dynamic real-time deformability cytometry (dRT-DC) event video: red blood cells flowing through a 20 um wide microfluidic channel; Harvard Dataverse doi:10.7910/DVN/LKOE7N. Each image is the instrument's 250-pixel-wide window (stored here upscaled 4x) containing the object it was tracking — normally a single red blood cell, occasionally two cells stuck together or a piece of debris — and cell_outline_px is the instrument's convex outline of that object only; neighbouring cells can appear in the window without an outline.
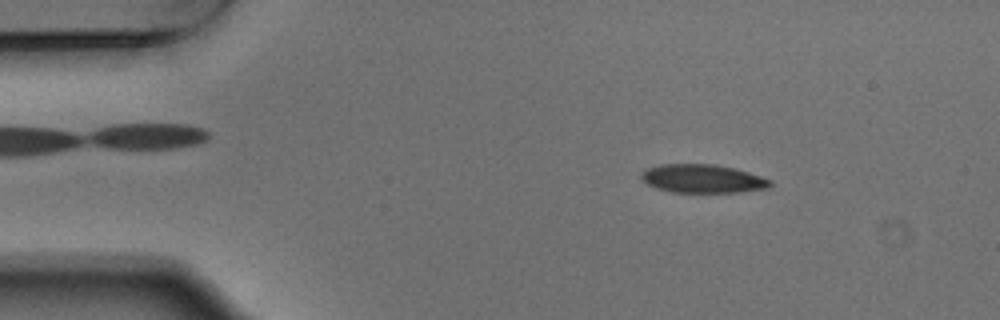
{"species": "Egyptian fruit bat (a non-hibernating species)", "species_latin": "Rousettus aegyptiacus", "temperature_condition": "warm", "stored_images_in_passage": 3, "camera_frame_rate_fps": 3000, "um_per_image_px": 0.085, "animal": {"sex": "male"}, "frame": {"image": 1, "passage_image": 1, "time_ms": 0.0, "image_size_px": [1000, 320], "cell_outline_px": [[772, 184], [768, 188], [740, 192], [672, 192], [656, 188], [648, 184], [640, 176], [640, 172], [648, 168], [660, 164], [716, 164], [748, 172], [772, 180]], "centroid_in_image_um": [59.72, 15.18], "position_along_channel_um": 25.3, "area_um2": 21.33}}